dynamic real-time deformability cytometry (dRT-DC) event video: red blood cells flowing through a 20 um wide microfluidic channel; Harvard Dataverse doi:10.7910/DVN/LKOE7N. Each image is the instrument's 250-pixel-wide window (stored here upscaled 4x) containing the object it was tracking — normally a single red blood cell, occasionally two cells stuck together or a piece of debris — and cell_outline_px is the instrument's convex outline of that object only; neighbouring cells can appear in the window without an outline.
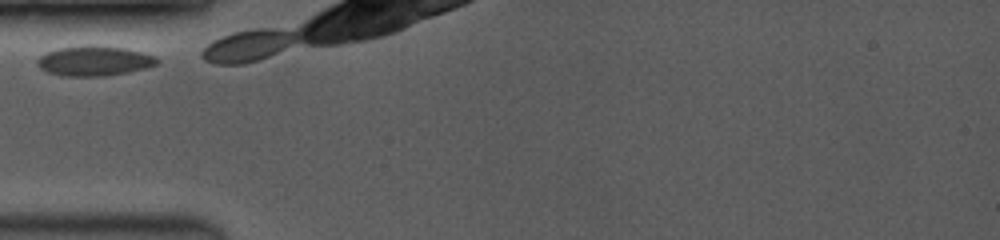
{"species": "common noctule bat (a hibernating species)", "species_latin": "Nyctalus noctula", "temperature_condition": "room temperature", "stored_images_in_passage": 6, "camera_frame_rate_fps": 3500, "um_per_image_px": 0.085, "animal": {"sex": "female", "body_mass_g": 19.0, "forearm_length_mm": 53.3}, "frame": {"image": 1, "passage_image": 1, "time_ms": 0.0, "image_size_px": [1000, 240], "cell_outline_px": [[160, 60], [156, 64], [148, 68], [128, 72], [104, 76], [64, 76], [48, 72], [40, 68], [36, 60], [40, 56], [48, 52], [60, 48], [84, 44], [92, 44], [124, 48], [156, 56]], "centroid_in_image_um": [8.03, 5.17], "position_along_channel_um": 77.0, "area_um2": 20.98}}